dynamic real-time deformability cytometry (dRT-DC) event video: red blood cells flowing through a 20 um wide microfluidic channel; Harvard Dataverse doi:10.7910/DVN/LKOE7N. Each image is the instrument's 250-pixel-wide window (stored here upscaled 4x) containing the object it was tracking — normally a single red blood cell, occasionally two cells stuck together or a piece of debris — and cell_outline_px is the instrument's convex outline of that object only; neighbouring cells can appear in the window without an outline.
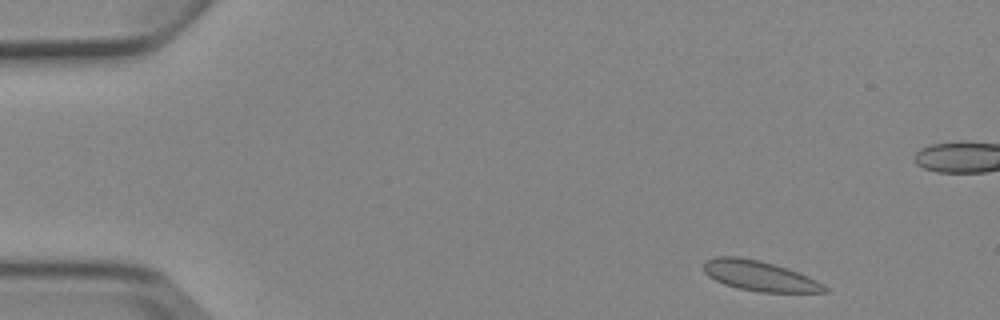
{"species": "Egyptian fruit bat (a non-hibernating species)", "species_latin": "Rousettus aegyptiacus", "temperature_condition": "cold", "stored_images_in_passage": 4, "camera_frame_rate_fps": 3000, "um_per_image_px": 0.085, "animal": {"sex": "female"}, "frame": {"image": 1, "passage_image": 1, "time_ms": 0.0, "image_size_px": [1000, 320], "cell_outline_px": [[828, 292], [760, 292], [736, 288], [724, 284], [708, 276], [704, 272], [704, 260], [716, 256], [740, 256], [760, 260], [788, 268], [800, 272], [824, 284], [828, 288]], "centroid_in_image_um": [64.55, 23.44], "position_along_channel_um": 20.4, "area_um2": 21.5}}